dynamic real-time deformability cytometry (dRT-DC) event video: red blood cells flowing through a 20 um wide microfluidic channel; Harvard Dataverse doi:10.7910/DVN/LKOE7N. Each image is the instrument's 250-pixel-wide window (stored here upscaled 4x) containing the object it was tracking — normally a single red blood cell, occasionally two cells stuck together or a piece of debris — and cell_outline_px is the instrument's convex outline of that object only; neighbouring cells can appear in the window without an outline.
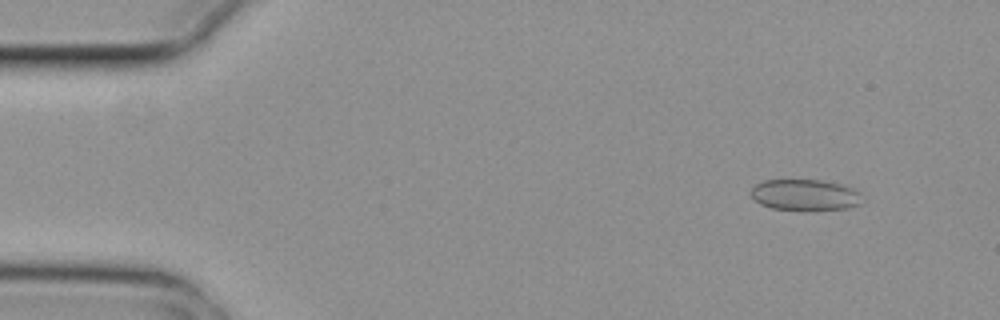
{"species": "common noctule bat (a hibernating species)", "species_latin": "Nyctalus noctula", "temperature_condition": "cold", "stored_images_in_passage": 4, "camera_frame_rate_fps": 3000, "um_per_image_px": 0.085, "animal": {"sex": "female", "body_mass_g": 29.2, "forearm_length_mm": 56.3}, "frame": {"image": 1, "passage_image": 1, "time_ms": 0.0, "image_size_px": [1000, 320], "cell_outline_px": [[860, 204], [848, 208], [804, 212], [772, 208], [760, 204], [752, 196], [752, 188], [756, 184], [764, 180], [820, 180], [844, 184], [860, 192]], "centroid_in_image_um": [68.45, 16.59], "position_along_channel_um": 16.6, "area_um2": 20.58}}
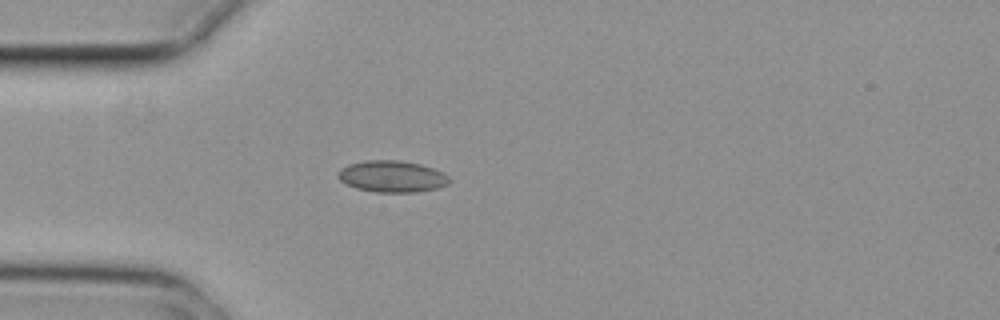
{"frame": {"image": 2, "passage_image": 4, "time_ms": 1.0, "image_size_px": [1000, 320], "cell_outline_px": [[452, 180], [448, 184], [436, 188], [416, 192], [376, 192], [356, 188], [344, 184], [336, 176], [336, 172], [340, 168], [348, 164], [368, 160], [400, 160], [420, 164], [444, 172]], "centroid_in_image_um": [33.29, 14.99], "position_along_channel_um": 51.7, "area_um2": 20.69}}